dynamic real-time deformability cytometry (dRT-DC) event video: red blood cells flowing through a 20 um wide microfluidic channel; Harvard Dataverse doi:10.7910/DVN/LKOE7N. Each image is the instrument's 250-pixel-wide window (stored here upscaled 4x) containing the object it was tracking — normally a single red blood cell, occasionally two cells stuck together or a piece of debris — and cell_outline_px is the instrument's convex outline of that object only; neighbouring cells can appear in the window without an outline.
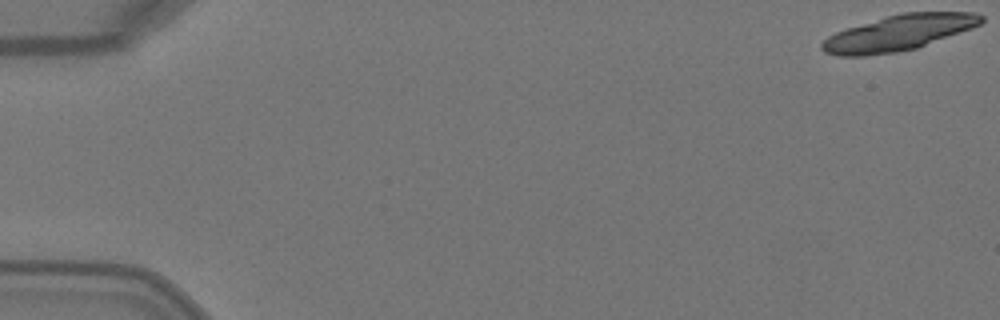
{"species": "Egyptian fruit bat (a non-hibernating species)", "species_latin": "Rousettus aegyptiacus", "temperature_condition": "warm", "stored_images_in_passage": 6, "camera_frame_rate_fps": 3000, "um_per_image_px": 0.085, "animal": {"sex": "female"}, "frame": {"image": 1, "passage_image": 1, "time_ms": 0.0, "image_size_px": [1000, 320], "cell_outline_px": [[984, 20], [980, 24], [972, 28], [916, 48], [896, 52], [864, 56], [840, 56], [824, 52], [820, 48], [820, 44], [828, 36], [836, 32], [848, 28], [900, 12], [972, 12], [984, 16]], "centroid_in_image_um": [76.38, 2.79], "position_along_channel_um": 8.6, "area_um2": 32.77}}
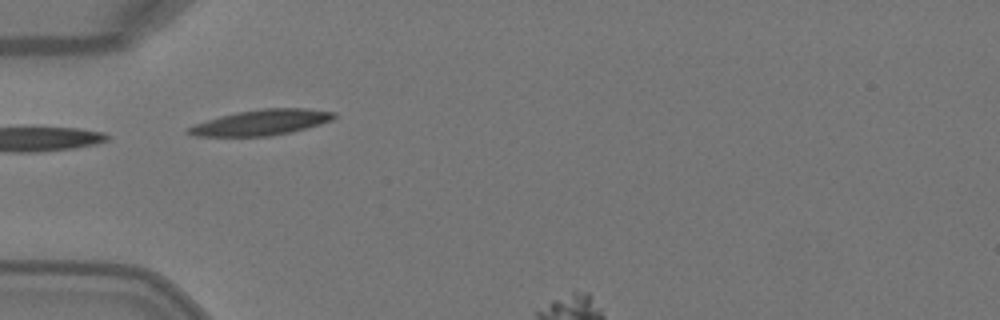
{"frame": {"image": 2, "passage_image": 5, "time_ms": 1.333, "image_size_px": [1000, 320], "cell_outline_px": [[336, 116], [332, 120], [320, 124], [292, 132], [272, 136], [196, 136], [184, 132], [192, 124], [220, 116], [236, 112], [260, 108], [308, 108], [336, 112]], "centroid_in_image_um": [22.21, 10.4], "position_along_channel_um": 62.8, "area_um2": 21.91}}